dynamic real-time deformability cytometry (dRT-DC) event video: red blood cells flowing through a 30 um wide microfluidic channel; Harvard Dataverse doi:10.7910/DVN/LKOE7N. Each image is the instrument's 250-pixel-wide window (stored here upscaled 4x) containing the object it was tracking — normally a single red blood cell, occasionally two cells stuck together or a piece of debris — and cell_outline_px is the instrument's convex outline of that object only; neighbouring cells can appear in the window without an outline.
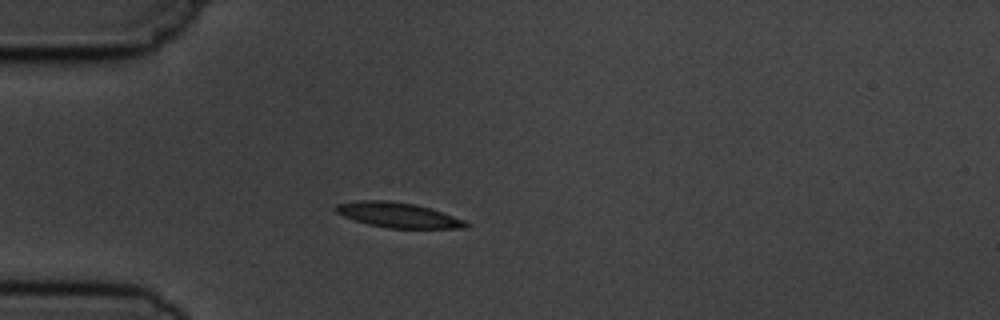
{"species": "common noctule bat (a hibernating species)", "species_latin": "Nyctalus noctula", "temperature_condition": "cold", "stored_images_in_passage": 4, "camera_frame_rate_fps": 3000, "um_per_image_px": 0.085, "animal": {"sex": "male", "body_mass_g": 19.5, "forearm_length_mm": 54.6}, "frame": {"image": 1, "passage_image": 3, "time_ms": 3.333, "image_size_px": [1000, 320], "cell_outline_px": [[472, 224], [468, 228], [388, 228], [368, 224], [344, 216], [336, 212], [332, 208], [336, 204], [356, 200], [388, 200], [416, 204], [464, 220]], "centroid_in_image_um": [33.81, 18.27], "position_along_channel_um": 51.2, "area_um2": 18.96}}